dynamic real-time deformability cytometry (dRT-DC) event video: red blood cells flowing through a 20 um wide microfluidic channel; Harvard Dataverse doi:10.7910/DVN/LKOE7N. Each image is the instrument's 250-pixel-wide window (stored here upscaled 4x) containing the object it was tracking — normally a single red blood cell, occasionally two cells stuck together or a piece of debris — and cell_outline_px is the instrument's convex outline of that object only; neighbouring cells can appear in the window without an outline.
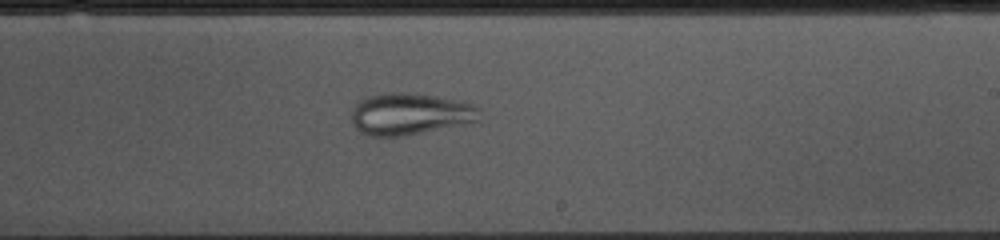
{"species": "common noctule bat (a hibernating species)", "species_latin": "Nyctalus noctula", "temperature_condition": "cold", "stored_images_in_passage": 53, "camera_frame_rate_fps": 3000, "um_per_image_px": 0.085, "animal": {"sex": "female", "body_mass_g": 10.0, "forearm_length_mm": 53.1}, "frame": {"image": 1, "passage_image": 30, "time_ms": 9.667, "image_size_px": [1000, 240], "cell_outline_px": [[480, 120], [472, 124], [404, 136], [372, 136], [360, 132], [352, 124], [352, 108], [360, 100], [368, 96], [384, 92], [408, 92], [436, 96], [460, 100], [472, 104], [480, 108]], "centroid_in_image_um": [34.9, 9.69], "position_along_channel_um": 254.1, "area_um2": 31.91}}
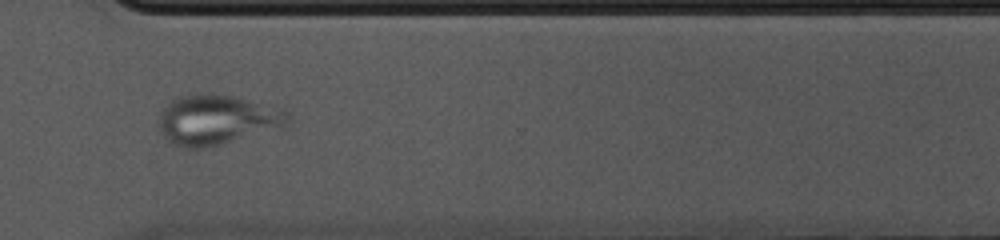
{"frame": {"image": 2, "passage_image": 38, "time_ms": 12.333, "image_size_px": [1000, 240], "cell_outline_px": [[292, 116], [288, 124], [284, 128], [200, 148], [180, 148], [168, 140], [160, 132], [160, 116], [164, 108], [172, 100], [180, 96], [232, 96], [284, 108]], "centroid_in_image_um": [18.53, 10.21], "position_along_channel_um": 352.1, "area_um2": 36.82}}
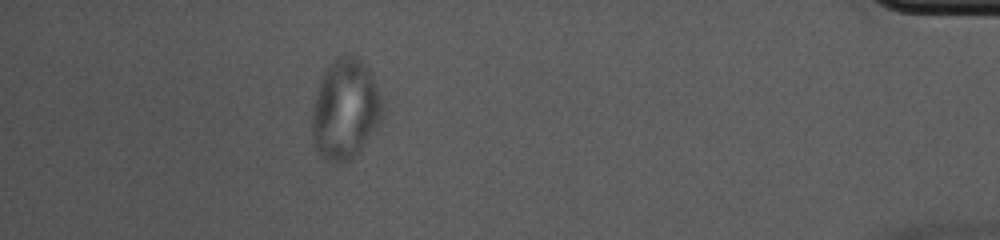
{"frame": {"image": 3, "passage_image": 47, "time_ms": 15.333, "image_size_px": [1000, 240], "cell_outline_px": [[384, 108], [380, 124], [356, 156], [352, 160], [344, 164], [332, 164], [324, 160], [320, 156], [312, 140], [312, 108], [320, 76], [328, 64], [336, 56], [356, 56], [368, 64], [380, 96]], "centroid_in_image_um": [29.34, 9.32], "position_along_channel_um": 405.9, "area_um2": 42.25}}